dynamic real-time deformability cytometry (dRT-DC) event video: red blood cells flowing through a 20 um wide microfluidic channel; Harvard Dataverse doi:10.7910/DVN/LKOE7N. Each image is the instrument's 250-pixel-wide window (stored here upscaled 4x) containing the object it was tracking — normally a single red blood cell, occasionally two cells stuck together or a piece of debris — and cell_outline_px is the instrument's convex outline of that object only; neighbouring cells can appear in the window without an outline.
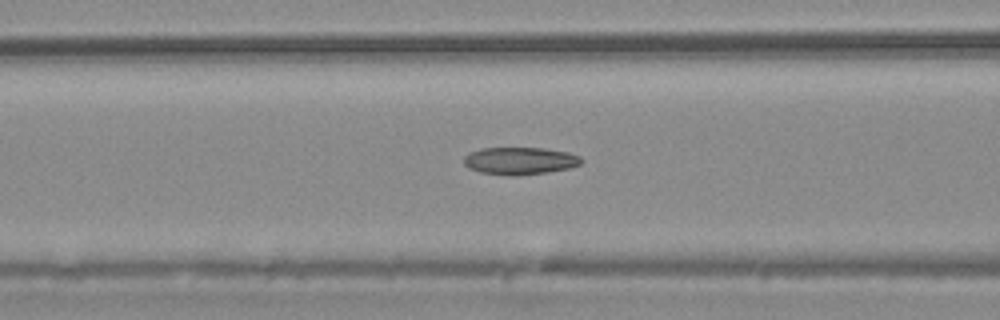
{"species": "common noctule bat (a hibernating species)", "species_latin": "Nyctalus noctula", "temperature_condition": "warm", "stored_images_in_passage": 54, "camera_frame_rate_fps": 3000, "um_per_image_px": 0.085, "animal": {"sex": "male", "body_mass_g": 20.4}, "frame": {"image": 1, "passage_image": 22, "time_ms": 7.0, "image_size_px": [1000, 320], "cell_outline_px": [[584, 160], [580, 164], [568, 168], [544, 172], [516, 176], [512, 176], [480, 172], [468, 168], [464, 164], [464, 156], [468, 152], [480, 148], [544, 148], [568, 152], [580, 156]], "centroid_in_image_um": [44.16, 13.66], "position_along_channel_um": 122.4, "area_um2": 18.79}}
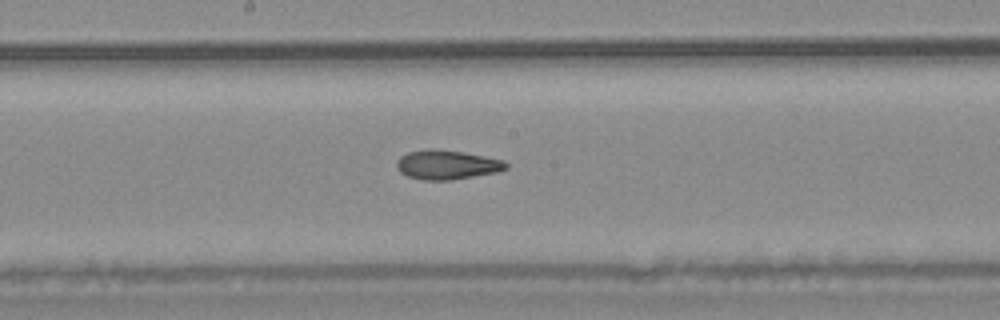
{"frame": {"image": 2, "passage_image": 29, "time_ms": 9.333, "image_size_px": [1000, 320], "cell_outline_px": [[508, 168], [496, 172], [452, 180], [420, 180], [408, 176], [400, 172], [396, 168], [396, 160], [400, 156], [408, 152], [428, 148], [432, 148], [460, 152], [484, 156], [504, 160], [508, 164]], "centroid_in_image_um": [37.95, 14.0], "position_along_channel_um": 210.3, "area_um2": 18.73}}
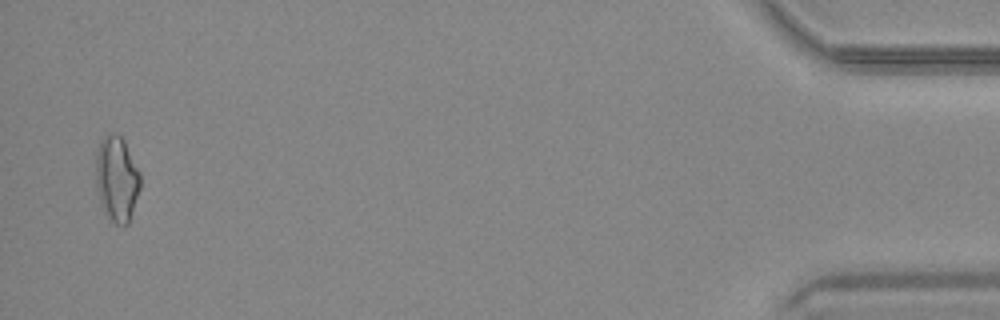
{"frame": {"image": 3, "passage_image": 53, "time_ms": 17.333, "image_size_px": [1000, 320], "cell_outline_px": [[140, 188], [128, 224], [124, 228], [116, 224], [104, 212], [96, 188], [96, 148], [100, 140], [108, 132], [116, 132], [124, 140], [140, 172]], "centroid_in_image_um": [9.92, 15.17], "position_along_channel_um": 425.3, "area_um2": 22.37}, "authors_computed_cell_mechanics": {"area_um2": 18.9873, "velocity_mm_per_s": 3.7591, "shape_relaxation_time_tau1_ms": null, "shape_relaxation_time_tau2_ms": 4.014, "deformation_change_tau1": null, "deformation_change_tau2": 0.1119}}